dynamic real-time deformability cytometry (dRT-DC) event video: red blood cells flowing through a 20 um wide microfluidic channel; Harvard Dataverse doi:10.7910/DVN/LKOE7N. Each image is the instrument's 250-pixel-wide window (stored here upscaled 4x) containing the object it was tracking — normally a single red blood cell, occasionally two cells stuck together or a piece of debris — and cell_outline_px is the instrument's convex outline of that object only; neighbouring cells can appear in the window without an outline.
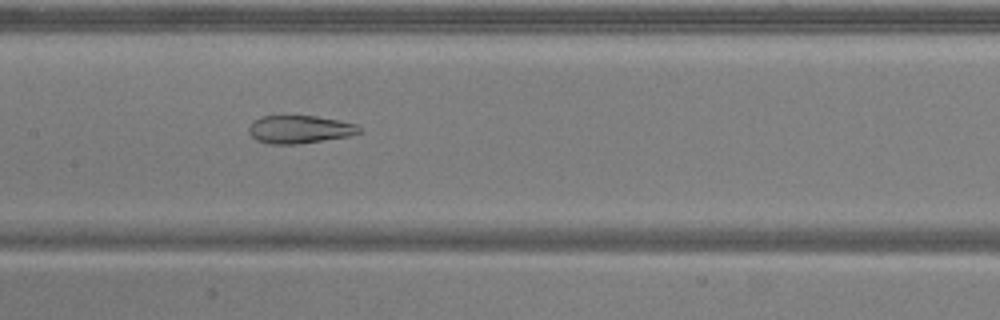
{"species": "common noctule bat (a hibernating species)", "species_latin": "Nyctalus noctula", "temperature_condition": "warm", "stored_images_in_passage": 52, "camera_frame_rate_fps": 3000, "um_per_image_px": 0.085, "animal": {"sex": "male", "body_mass_g": 20.5, "forearm_length_mm": 52.5}, "frame": {"image": 1, "passage_image": 25, "time_ms": 8.0, "image_size_px": [1000, 320], "cell_outline_px": [[360, 132], [348, 136], [296, 144], [268, 144], [256, 140], [248, 132], [248, 128], [252, 120], [260, 116], [316, 116], [340, 120], [360, 124]], "centroid_in_image_um": [25.44, 10.98], "position_along_channel_um": 182.0, "area_um2": 18.09}}
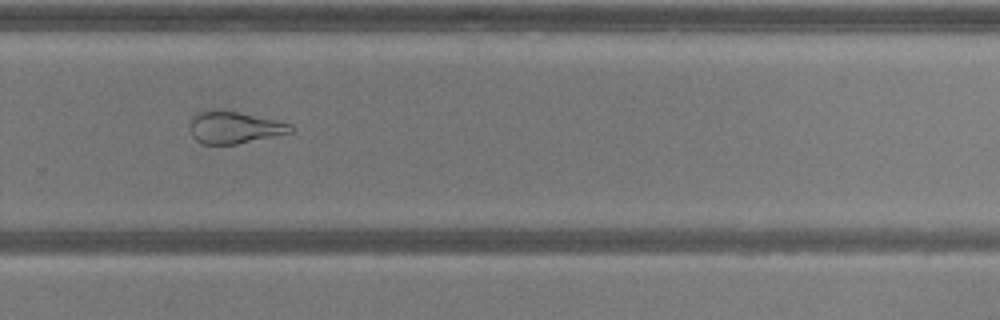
{"frame": {"image": 2, "passage_image": 35, "time_ms": 11.333, "image_size_px": [1000, 320], "cell_outline_px": [[292, 132], [236, 144], [204, 144], [196, 140], [192, 136], [188, 124], [200, 112], [236, 112], [292, 124]], "centroid_in_image_um": [19.91, 10.87], "position_along_channel_um": 309.9, "area_um2": 17.98}}
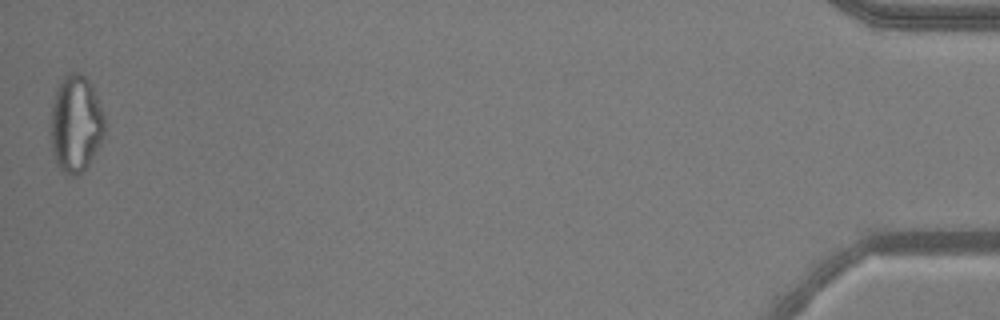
{"frame": {"image": 3, "passage_image": 52, "time_ms": 17.0, "image_size_px": [1000, 320], "cell_outline_px": [[104, 136], [88, 164], [76, 176], [72, 176], [64, 172], [56, 164], [52, 152], [48, 132], [52, 104], [56, 88], [60, 80], [64, 76], [72, 72], [80, 72], [92, 84], [104, 116]], "centroid_in_image_um": [6.39, 10.5], "position_along_channel_um": 428.8, "area_um2": 30.87}, "authors_computed_cell_mechanics": {"area_um2": 25.6343, "velocity_mm_per_s": 3.8496, "shape_relaxation_time_tau1_ms": null, "shape_relaxation_time_tau2_ms": 2.2061, "deformation_change_tau1": null, "deformation_change_tau2": 0.108}}